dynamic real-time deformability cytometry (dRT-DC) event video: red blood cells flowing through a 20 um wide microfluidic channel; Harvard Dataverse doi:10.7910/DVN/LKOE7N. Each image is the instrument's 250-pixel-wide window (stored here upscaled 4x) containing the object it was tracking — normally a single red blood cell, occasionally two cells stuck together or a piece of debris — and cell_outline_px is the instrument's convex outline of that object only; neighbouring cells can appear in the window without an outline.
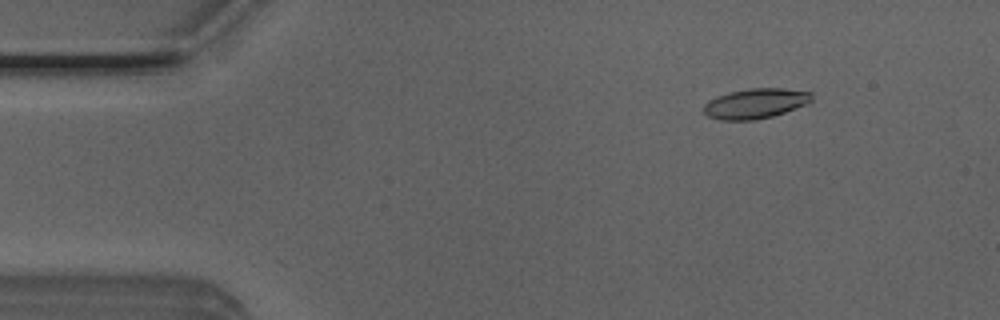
{"species": "Egyptian fruit bat (a non-hibernating species)", "species_latin": "Rousettus aegyptiacus", "temperature_condition": "room temperature", "stored_images_in_passage": 47, "camera_frame_rate_fps": 3000, "um_per_image_px": 0.085, "animal": {"sex": "male"}, "frame": {"image": 1, "passage_image": 4, "time_ms": 1.0, "image_size_px": [1000, 320], "cell_outline_px": [[812, 100], [808, 104], [772, 116], [756, 120], [720, 120], [708, 116], [704, 112], [704, 104], [708, 100], [716, 96], [728, 92], [748, 88], [784, 88], [812, 92]], "centroid_in_image_um": [64.21, 8.79], "position_along_channel_um": 20.8, "area_um2": 19.07}}
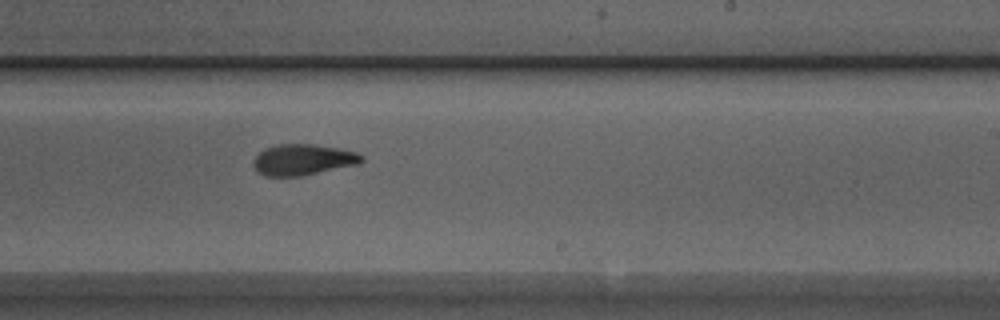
{"frame": {"image": 2, "passage_image": 28, "time_ms": 9.0, "image_size_px": [1000, 320], "cell_outline_px": [[364, 160], [356, 164], [300, 176], [264, 176], [256, 172], [252, 164], [252, 160], [260, 152], [276, 144], [316, 144], [340, 148], [356, 152], [364, 156]], "centroid_in_image_um": [25.72, 13.57], "position_along_channel_um": 263.3, "area_um2": 19.54}}
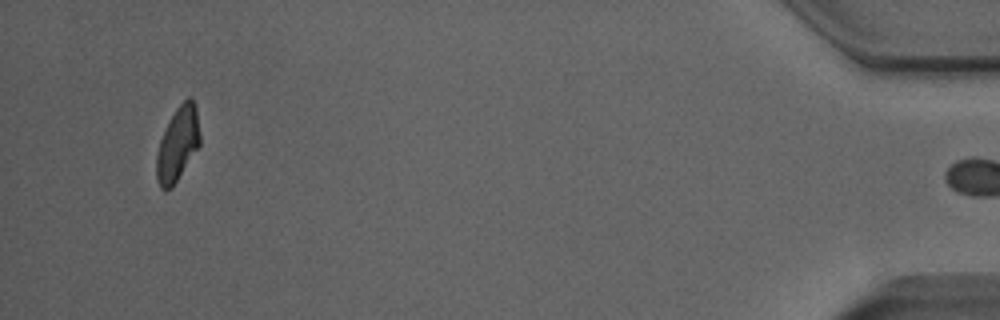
{"frame": {"image": 3, "passage_image": 46, "time_ms": 15.0, "image_size_px": [1000, 320], "cell_outline_px": [[200, 144], [172, 188], [164, 192], [160, 188], [156, 180], [156, 156], [160, 140], [176, 108], [188, 96], [192, 96], [196, 108], [200, 132]], "centroid_in_image_um": [15.1, 12.27], "position_along_channel_um": 420.1, "area_um2": 18.73}, "authors_computed_cell_mechanics": {"area_um2": 19.652, "velocity_mm_per_s": 4.0221, "shape_relaxation_time_tau1_ms": 4.6367, "shape_relaxation_time_tau2_ms": 3.1577, "deformation_change_tau1": 0.1821, "deformation_change_tau2": 0.108}}